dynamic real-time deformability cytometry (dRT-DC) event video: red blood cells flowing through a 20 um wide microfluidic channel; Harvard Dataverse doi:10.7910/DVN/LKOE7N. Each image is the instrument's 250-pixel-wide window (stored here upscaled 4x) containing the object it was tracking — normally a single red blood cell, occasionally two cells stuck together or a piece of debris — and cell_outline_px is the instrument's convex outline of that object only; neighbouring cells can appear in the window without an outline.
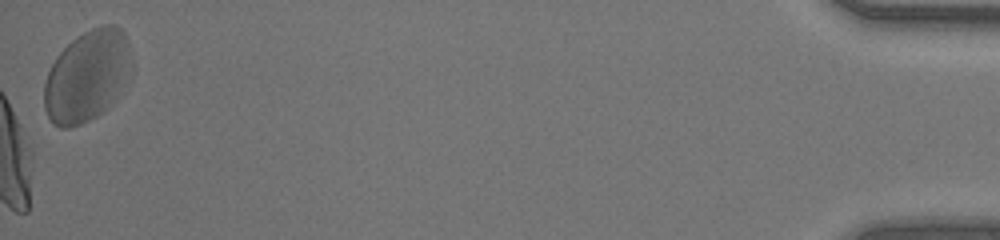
{"species": "human", "species_latin": "Homo sapiens", "temperature_condition": "warm", "stored_images_in_passage": 44, "camera_frame_rate_fps": 3000, "um_per_image_px": 0.085, "donor": {"sex": "female"}, "frame": {"image": 1, "passage_image": 44, "time_ms": 14.333, "image_size_px": [1000, 240], "cell_outline_px": [[132, 60], [112, 104], [108, 108], [96, 116], [80, 124], [68, 128], [60, 128], [52, 124], [44, 108], [44, 84], [48, 72], [56, 56], [72, 40], [84, 32], [100, 24], [116, 24], [124, 32], [128, 40]], "centroid_in_image_um": [7.37, 6.44], "position_along_channel_um": 427.8, "area_um2": 46.07}, "authors_computed_cell_mechanics": {"area_um2": 35.1713, "velocity_mm_per_s": 4.2379, "shape_relaxation_time_tau1_ms": 1.0533, "shape_relaxation_time_tau2_ms": null, "deformation_change_tau1": 0.281, "deformation_change_tau2": null}}